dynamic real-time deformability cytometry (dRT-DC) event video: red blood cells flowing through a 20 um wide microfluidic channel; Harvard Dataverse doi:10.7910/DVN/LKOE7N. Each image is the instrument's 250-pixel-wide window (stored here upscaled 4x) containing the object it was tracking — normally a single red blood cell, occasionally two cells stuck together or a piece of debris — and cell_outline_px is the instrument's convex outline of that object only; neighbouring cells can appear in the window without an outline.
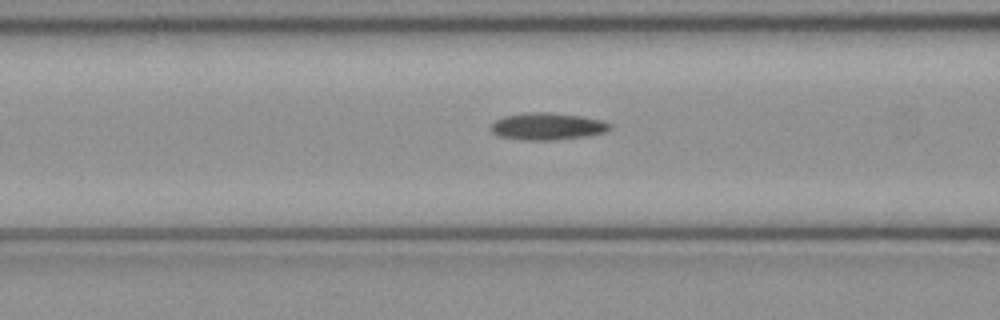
{"species": "common noctule bat (a hibernating species)", "species_latin": "Nyctalus noctula", "temperature_condition": "cold", "stored_images_in_passage": 51, "camera_frame_rate_fps": 3000, "um_per_image_px": 0.085, "animal": {"sex": "female", "body_mass_g": 21.9}, "frame": {"image": 1, "passage_image": 20, "time_ms": 6.333, "image_size_px": [1000, 320], "cell_outline_px": [[612, 128], [604, 132], [588, 136], [556, 140], [520, 140], [500, 136], [492, 132], [492, 124], [496, 120], [504, 116], [524, 112], [548, 112], [580, 116], [604, 120], [612, 124]], "centroid_in_image_um": [46.56, 10.74], "position_along_channel_um": 120.0, "area_um2": 18.9}}
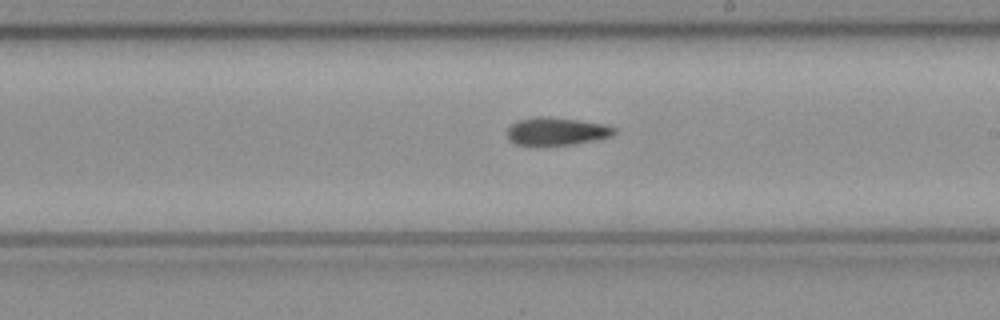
{"frame": {"image": 2, "passage_image": 29, "time_ms": 9.333, "image_size_px": [1000, 320], "cell_outline_px": [[616, 132], [612, 136], [572, 144], [516, 144], [508, 140], [508, 128], [516, 120], [540, 116], [548, 116], [580, 120], [604, 124], [616, 128]], "centroid_in_image_um": [47.31, 11.13], "position_along_channel_um": 241.7, "area_um2": 17.11}}
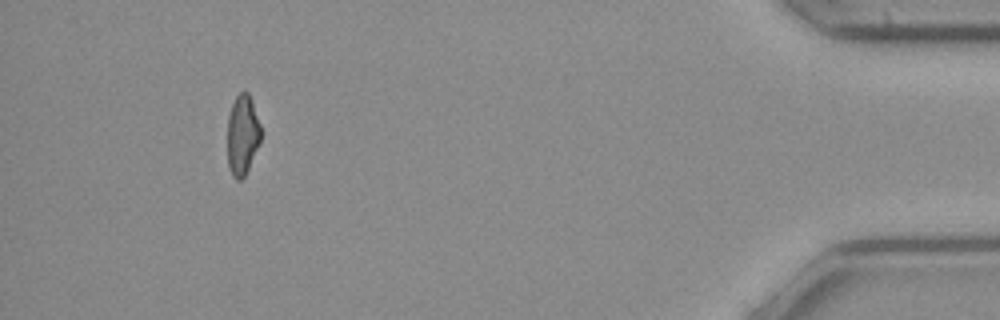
{"frame": {"image": 3, "passage_image": 47, "time_ms": 15.333, "image_size_px": [1000, 320], "cell_outline_px": [[260, 140], [248, 168], [244, 176], [240, 180], [236, 180], [232, 176], [228, 168], [228, 116], [232, 104], [236, 96], [244, 88], [248, 92], [252, 100], [260, 124]], "centroid_in_image_um": [20.59, 11.43], "position_along_channel_um": 414.6, "area_um2": 15.55}}